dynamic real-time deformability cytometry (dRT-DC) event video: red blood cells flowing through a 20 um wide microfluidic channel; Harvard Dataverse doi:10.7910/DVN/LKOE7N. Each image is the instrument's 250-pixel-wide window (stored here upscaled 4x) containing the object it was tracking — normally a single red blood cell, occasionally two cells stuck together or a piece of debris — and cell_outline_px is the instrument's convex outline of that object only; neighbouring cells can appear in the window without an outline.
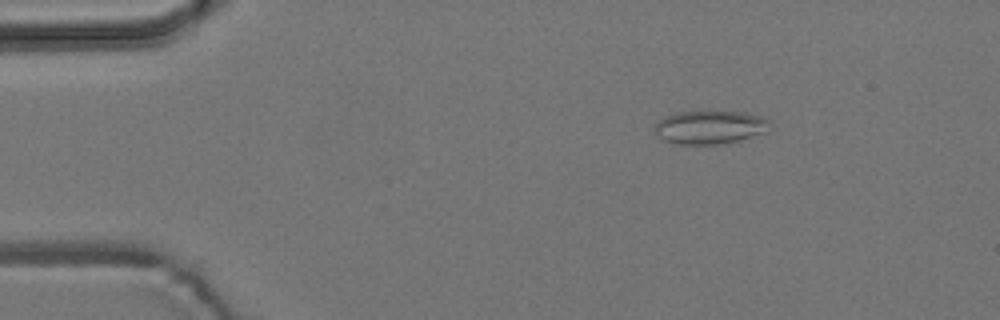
{"species": "common noctule bat (a hibernating species)", "species_latin": "Nyctalus noctula", "temperature_condition": "room temperature", "stored_images_in_passage": 5, "camera_frame_rate_fps": 3000, "um_per_image_px": 0.085, "animal": {"sex": "male", "body_mass_g": 19.2, "forearm_length_mm": 51.8}, "frame": {"image": 1, "passage_image": 3, "time_ms": 2.333, "image_size_px": [1000, 320], "cell_outline_px": [[772, 124], [764, 132], [740, 140], [720, 144], [680, 144], [664, 140], [656, 132], [656, 124], [660, 120], [668, 116], [680, 112], [744, 112], [760, 116], [772, 120]], "centroid_in_image_um": [60.41, 10.82], "position_along_channel_um": 24.6, "area_um2": 21.96}}